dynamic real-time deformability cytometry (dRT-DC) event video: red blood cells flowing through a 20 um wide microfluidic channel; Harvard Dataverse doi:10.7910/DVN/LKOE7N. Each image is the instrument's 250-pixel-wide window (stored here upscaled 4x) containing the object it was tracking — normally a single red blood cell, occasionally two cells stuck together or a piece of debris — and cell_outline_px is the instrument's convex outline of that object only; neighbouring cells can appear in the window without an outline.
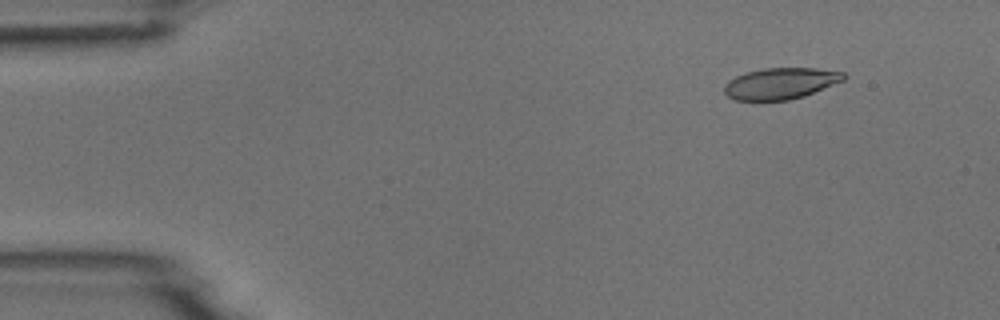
{"species": "common noctule bat (a hibernating species)", "species_latin": "Nyctalus noctula", "temperature_condition": "room temperature", "stored_images_in_passage": 4, "camera_frame_rate_fps": 3000, "um_per_image_px": 0.085, "animal": {"sex": "male", "body_mass_g": 18.8}, "frame": {"image": 1, "passage_image": 1, "time_ms": 0.0, "image_size_px": [1000, 320], "cell_outline_px": [[848, 76], [844, 80], [804, 96], [788, 100], [736, 100], [728, 96], [724, 92], [724, 84], [728, 80], [736, 76], [748, 72], [764, 68], [816, 68], [844, 72]], "centroid_in_image_um": [66.36, 7.09], "position_along_channel_um": 18.6, "area_um2": 21.73}}
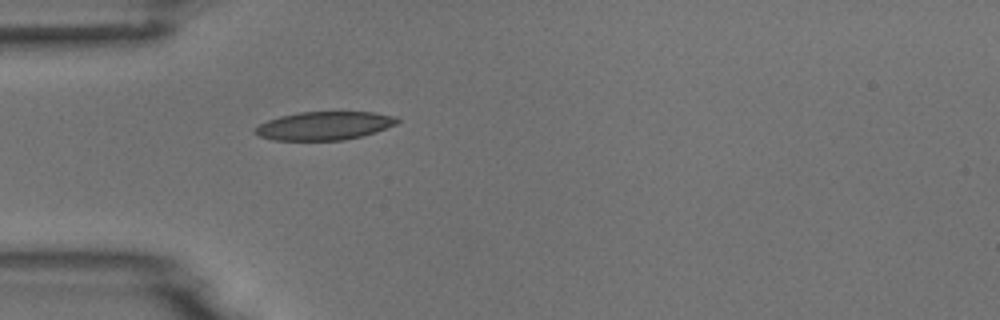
{"frame": {"image": 2, "passage_image": 4, "time_ms": 3.333, "image_size_px": [1000, 320], "cell_outline_px": [[400, 120], [396, 124], [376, 132], [344, 140], [272, 140], [260, 136], [252, 132], [260, 124], [268, 120], [280, 116], [300, 112], [372, 112], [396, 116]], "centroid_in_image_um": [27.57, 10.69], "position_along_channel_um": 57.4, "area_um2": 23.41}}